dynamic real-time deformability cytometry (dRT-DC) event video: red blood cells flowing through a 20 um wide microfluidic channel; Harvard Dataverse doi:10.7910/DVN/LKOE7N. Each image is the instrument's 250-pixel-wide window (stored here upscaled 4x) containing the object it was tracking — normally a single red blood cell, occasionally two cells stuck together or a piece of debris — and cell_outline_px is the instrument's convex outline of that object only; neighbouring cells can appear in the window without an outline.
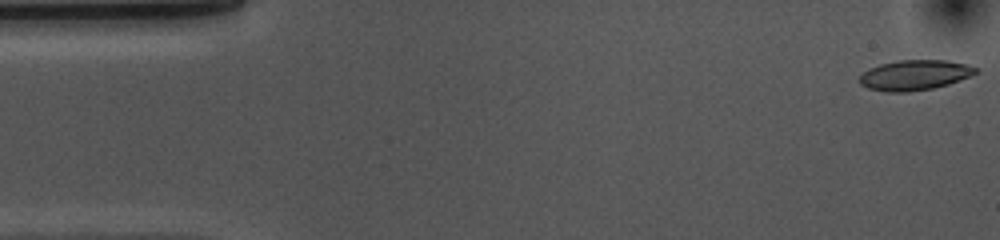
{"species": "common noctule bat (a hibernating species)", "species_latin": "Nyctalus noctula", "temperature_condition": "cold", "stored_images_in_passage": 53, "camera_frame_rate_fps": 3000, "um_per_image_px": 0.085, "animal": {"sex": "female", "body_mass_g": 10.0, "forearm_length_mm": 53.1}, "frame": {"image": 1, "passage_image": 1, "time_ms": 0.0, "image_size_px": [1000, 240], "cell_outline_px": [[980, 72], [948, 84], [932, 88], [908, 92], [888, 92], [868, 88], [860, 84], [860, 76], [868, 68], [880, 64], [900, 60], [948, 60], [968, 64], [976, 68]], "centroid_in_image_um": [77.75, 6.37], "position_along_channel_um": 7.2, "area_um2": 20.4}}
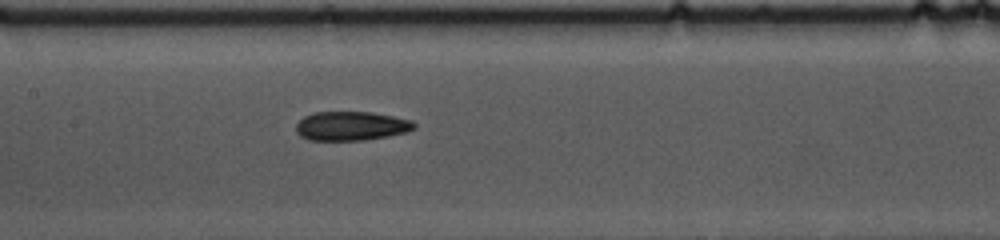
{"frame": {"image": 2, "passage_image": 24, "time_ms": 7.667, "image_size_px": [1000, 240], "cell_outline_px": [[416, 128], [408, 132], [388, 136], [364, 140], [308, 140], [300, 136], [296, 132], [296, 124], [304, 116], [312, 112], [372, 112], [412, 120], [416, 124]], "centroid_in_image_um": [29.85, 10.71], "position_along_channel_um": 177.5, "area_um2": 20.17}}
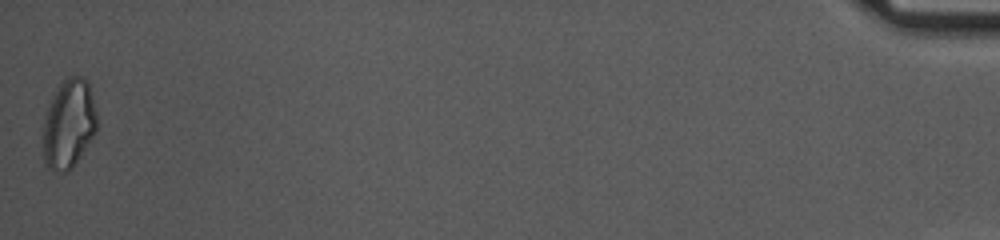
{"frame": {"image": 3, "passage_image": 53, "time_ms": 17.333, "image_size_px": [1000, 240], "cell_outline_px": [[96, 132], [72, 168], [68, 172], [52, 172], [44, 168], [44, 116], [52, 96], [60, 84], [68, 76], [84, 76], [88, 80], [96, 112]], "centroid_in_image_um": [5.83, 10.55], "position_along_channel_um": 429.4, "area_um2": 28.09}, "authors_computed_cell_mechanics": {"area_um2": 20.4612, "velocity_mm_per_s": 3.6661, "shape_relaxation_time_tau1_ms": null, "shape_relaxation_time_tau2_ms": 4.3053, "deformation_change_tau1": null, "deformation_change_tau2": 0.1186}}